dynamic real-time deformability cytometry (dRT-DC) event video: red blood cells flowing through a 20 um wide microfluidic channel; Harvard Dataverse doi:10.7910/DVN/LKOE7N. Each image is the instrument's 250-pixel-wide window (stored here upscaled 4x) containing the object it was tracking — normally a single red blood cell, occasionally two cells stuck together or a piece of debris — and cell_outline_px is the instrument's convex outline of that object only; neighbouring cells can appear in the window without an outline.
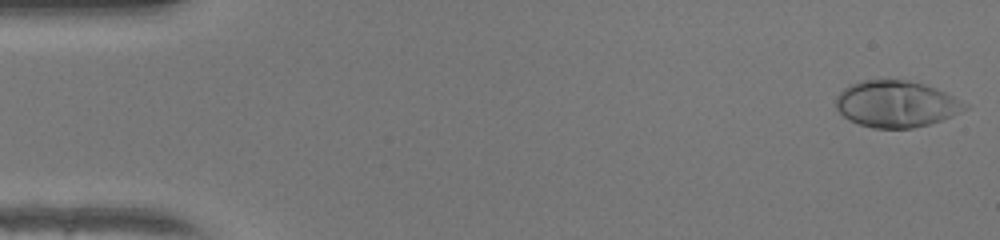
{"species": "human", "species_latin": "Homo sapiens", "temperature_condition": "warm", "stored_images_in_passage": 48, "camera_frame_rate_fps": 3000, "um_per_image_px": 0.085, "donor": {"sex": "female"}, "frame": {"image": 1, "passage_image": 1, "time_ms": 0.0, "image_size_px": [1000, 240], "cell_outline_px": [[968, 108], [952, 116], [928, 124], [912, 128], [872, 128], [848, 120], [836, 108], [836, 96], [848, 84], [864, 80], [908, 80], [924, 84], [936, 88], [968, 104]], "centroid_in_image_um": [76.15, 8.83], "position_along_channel_um": 8.8, "area_um2": 34.85}}
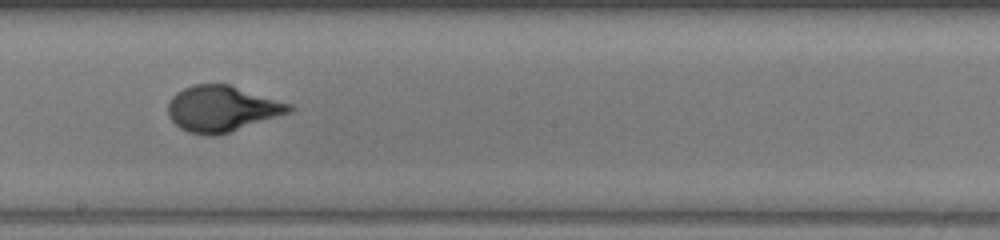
{"frame": {"image": 2, "passage_image": 27, "time_ms": 8.667, "image_size_px": [1000, 240], "cell_outline_px": [[296, 108], [292, 112], [220, 136], [204, 136], [188, 132], [180, 128], [168, 116], [168, 100], [176, 92], [192, 84], [228, 84], [292, 104]], "centroid_in_image_um": [18.87, 9.26], "position_along_channel_um": 229.3, "area_um2": 32.89}}
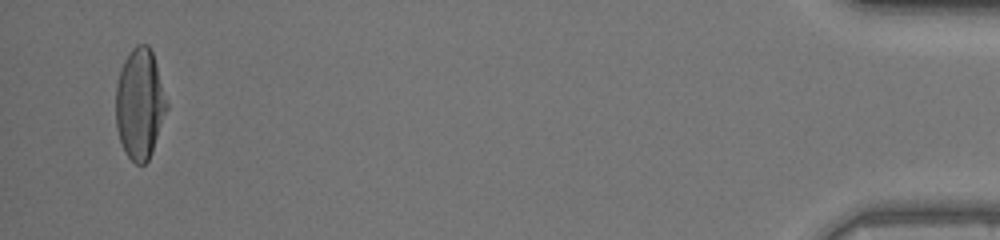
{"frame": {"image": 3, "passage_image": 47, "time_ms": 15.333, "image_size_px": [1000, 240], "cell_outline_px": [[168, 108], [152, 152], [148, 160], [144, 164], [136, 164], [128, 156], [120, 140], [116, 128], [116, 84], [124, 60], [132, 48], [136, 44], [148, 44], [152, 52], [156, 64], [168, 104]], "centroid_in_image_um": [11.88, 8.82], "position_along_channel_um": 423.3, "area_um2": 32.6}}